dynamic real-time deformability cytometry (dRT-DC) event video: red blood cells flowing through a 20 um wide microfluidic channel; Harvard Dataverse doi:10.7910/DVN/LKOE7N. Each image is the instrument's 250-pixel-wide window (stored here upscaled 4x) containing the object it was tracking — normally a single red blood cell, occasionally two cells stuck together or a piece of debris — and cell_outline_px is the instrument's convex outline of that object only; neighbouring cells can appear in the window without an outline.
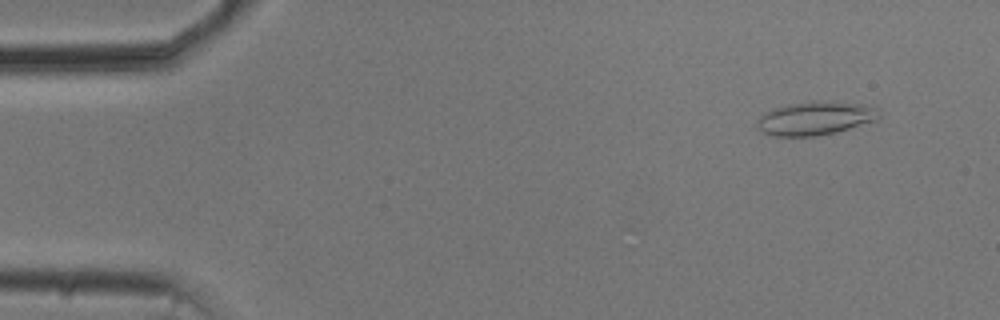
{"species": "common noctule bat (a hibernating species)", "species_latin": "Nyctalus noctula", "temperature_condition": "cold", "stored_images_in_passage": 54, "camera_frame_rate_fps": 3000, "um_per_image_px": 0.085, "animal": {"sex": "male", "body_mass_g": 20.5, "forearm_length_mm": 52.5}, "frame": {"image": 1, "passage_image": 5, "time_ms": 1.333, "image_size_px": [1000, 320], "cell_outline_px": [[880, 116], [876, 120], [836, 132], [816, 136], [772, 136], [764, 132], [756, 124], [760, 116], [764, 112], [772, 108], [788, 104], [812, 100], [872, 104], [880, 108]], "centroid_in_image_um": [69.35, 10.03], "position_along_channel_um": 15.7, "area_um2": 24.16}}
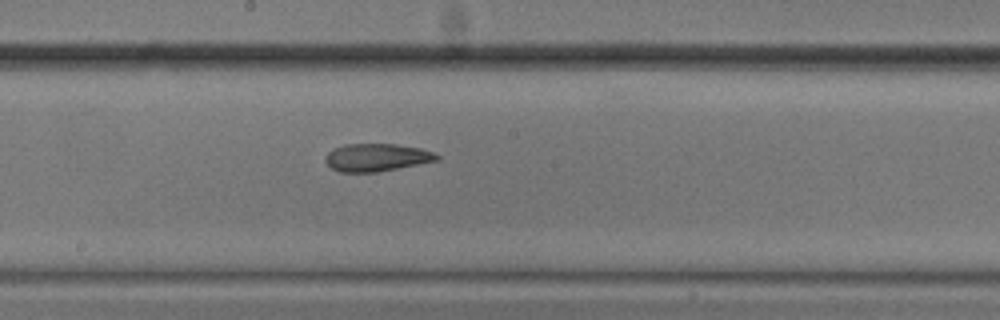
{"frame": {"image": 2, "passage_image": 29, "time_ms": 9.333, "image_size_px": [1000, 320], "cell_outline_px": [[440, 160], [376, 172], [340, 172], [332, 168], [324, 160], [328, 152], [332, 148], [344, 144], [396, 144], [420, 148], [432, 152], [440, 156]], "centroid_in_image_um": [32.0, 13.37], "position_along_channel_um": 216.2, "area_um2": 17.98}}
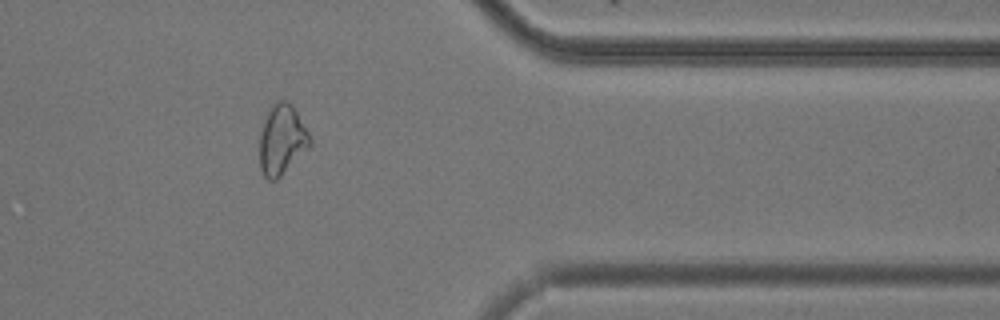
{"frame": {"image": 3, "passage_image": 44, "time_ms": 14.333, "image_size_px": [1000, 320], "cell_outline_px": [[312, 144], [276, 180], [268, 180], [264, 176], [260, 168], [260, 132], [264, 120], [272, 104], [276, 100], [284, 100], [292, 104], [308, 132], [312, 140]], "centroid_in_image_um": [23.95, 11.87], "position_along_channel_um": 387.4, "area_um2": 20.35}, "authors_computed_cell_mechanics": {"area_um2": 20.23, "velocity_mm_per_s": 3.7572, "shape_relaxation_time_tau1_ms": 6.2168, "shape_relaxation_time_tau2_ms": 3.9059, "deformation_change_tau1": 0.1678, "deformation_change_tau2": 0.1332}}